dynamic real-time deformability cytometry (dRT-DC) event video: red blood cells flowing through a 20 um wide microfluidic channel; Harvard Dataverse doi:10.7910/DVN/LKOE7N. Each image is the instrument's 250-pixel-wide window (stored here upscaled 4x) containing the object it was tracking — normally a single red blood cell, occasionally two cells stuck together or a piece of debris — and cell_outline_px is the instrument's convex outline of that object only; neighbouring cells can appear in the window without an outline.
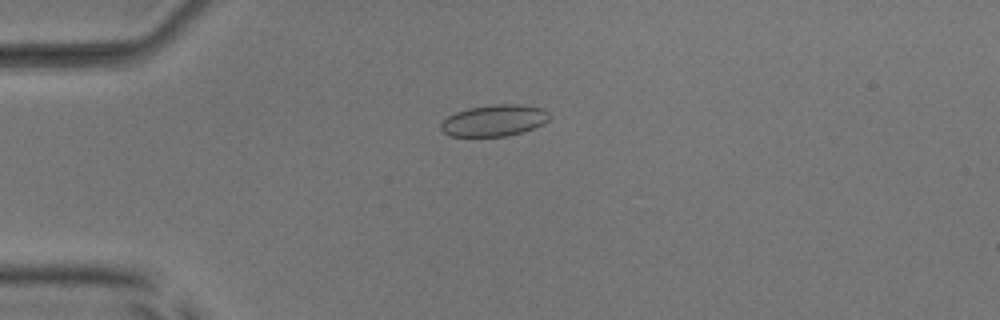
{"species": "common noctule bat (a hibernating species)", "species_latin": "Nyctalus noctula", "temperature_condition": "room temperature", "stored_images_in_passage": 15, "camera_frame_rate_fps": 3000, "um_per_image_px": 0.085, "animal": {"sex": "male", "body_mass_g": 17.9, "forearm_length_mm": 54.2}, "frame": {"image": 1, "passage_image": 2, "time_ms": 0.333, "image_size_px": [1000, 320], "cell_outline_px": [[548, 120], [544, 124], [508, 136], [448, 136], [440, 128], [440, 124], [448, 116], [456, 112], [468, 108], [492, 104], [516, 104], [540, 108], [548, 112]], "centroid_in_image_um": [41.97, 10.24], "position_along_channel_um": 43.0, "area_um2": 19.71}}
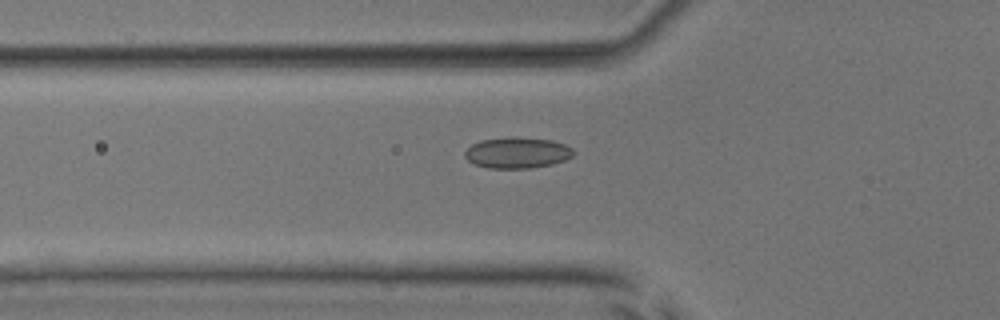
{"frame": {"image": 2, "passage_image": 7, "time_ms": 2.0, "image_size_px": [1000, 320], "cell_outline_px": [[576, 152], [572, 156], [564, 160], [552, 164], [532, 168], [488, 168], [476, 164], [468, 160], [464, 156], [464, 152], [472, 144], [480, 140], [512, 136], [516, 136], [552, 140], [564, 144], [572, 148]], "centroid_in_image_um": [43.97, 12.97], "position_along_channel_um": 81.8, "area_um2": 19.77}}
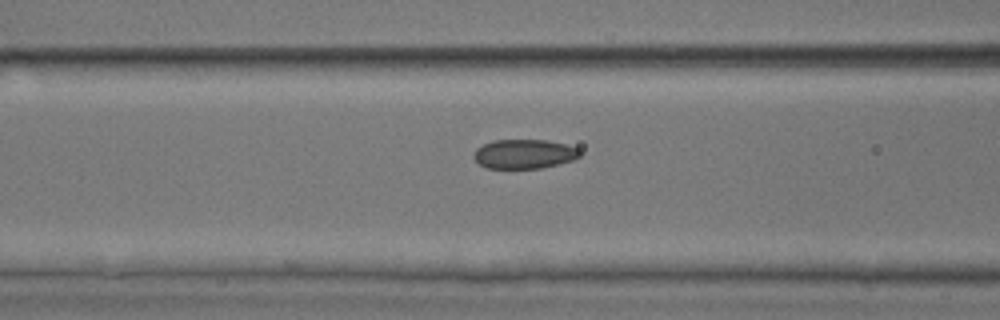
{"frame": {"image": 3, "passage_image": 10, "time_ms": 3.0, "image_size_px": [1000, 320], "cell_outline_px": [[580, 156], [576, 160], [544, 168], [488, 168], [480, 164], [472, 156], [476, 148], [492, 140], [548, 140], [580, 148]], "centroid_in_image_um": [44.6, 13.09], "position_along_channel_um": 122.0, "area_um2": 18.32}}